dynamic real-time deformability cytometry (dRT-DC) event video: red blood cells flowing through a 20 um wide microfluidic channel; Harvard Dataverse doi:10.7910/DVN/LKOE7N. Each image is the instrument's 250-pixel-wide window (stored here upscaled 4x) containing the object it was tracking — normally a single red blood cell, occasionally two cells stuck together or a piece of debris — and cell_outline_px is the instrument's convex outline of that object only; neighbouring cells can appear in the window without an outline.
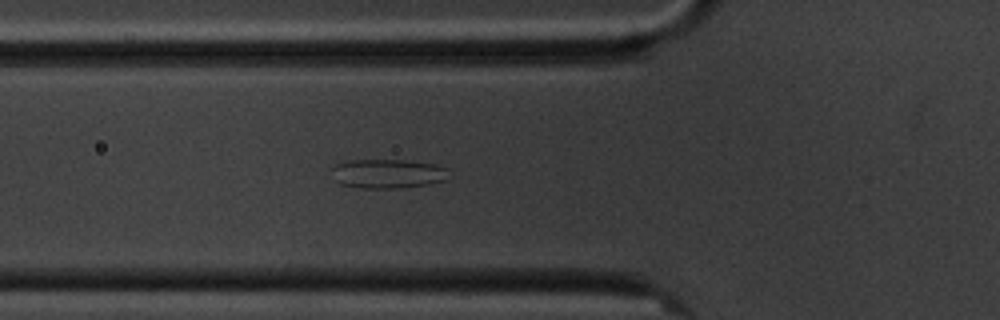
{"species": "common noctule bat (a hibernating species)", "species_latin": "Nyctalus noctula", "temperature_condition": "cold", "stored_images_in_passage": 5, "camera_frame_rate_fps": 3000, "um_per_image_px": 0.085, "animal": {"sex": "male", "body_mass_g": 20.1, "forearm_length_mm": 53.5}, "frame": {"image": 1, "passage_image": 5, "time_ms": 4.667, "image_size_px": [1000, 320], "cell_outline_px": [[452, 176], [448, 180], [428, 184], [400, 188], [360, 188], [340, 184], [336, 180], [332, 168], [336, 164], [348, 160], [404, 160], [436, 164], [448, 168]], "centroid_in_image_um": [33.05, 14.76], "position_along_channel_um": 92.8, "area_um2": 20.17}}